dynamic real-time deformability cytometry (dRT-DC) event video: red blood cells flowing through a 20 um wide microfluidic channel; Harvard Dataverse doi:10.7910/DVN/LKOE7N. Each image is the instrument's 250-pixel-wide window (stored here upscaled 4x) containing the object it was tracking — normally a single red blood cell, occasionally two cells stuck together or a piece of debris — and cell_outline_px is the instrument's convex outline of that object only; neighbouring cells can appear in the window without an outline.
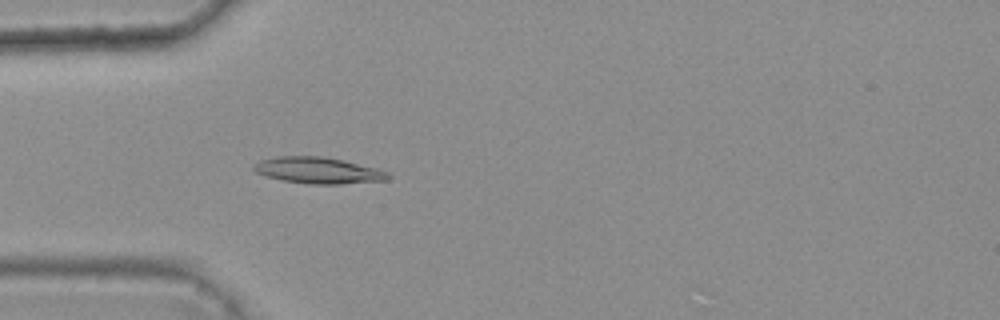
{"species": "common noctule bat (a hibernating species)", "species_latin": "Nyctalus noctula", "temperature_condition": "warm", "stored_images_in_passage": 4, "camera_frame_rate_fps": 3000, "um_per_image_px": 0.085, "animal": {"sex": "female", "body_mass_g": 25.1}, "frame": {"image": 1, "passage_image": 4, "time_ms": 1.0, "image_size_px": [1000, 320], "cell_outline_px": [[392, 176], [388, 180], [340, 184], [308, 184], [280, 180], [264, 176], [256, 172], [252, 168], [260, 160], [276, 156], [320, 156], [344, 160], [380, 168], [388, 172]], "centroid_in_image_um": [27.08, 14.49], "position_along_channel_um": 57.9, "area_um2": 20.92}}